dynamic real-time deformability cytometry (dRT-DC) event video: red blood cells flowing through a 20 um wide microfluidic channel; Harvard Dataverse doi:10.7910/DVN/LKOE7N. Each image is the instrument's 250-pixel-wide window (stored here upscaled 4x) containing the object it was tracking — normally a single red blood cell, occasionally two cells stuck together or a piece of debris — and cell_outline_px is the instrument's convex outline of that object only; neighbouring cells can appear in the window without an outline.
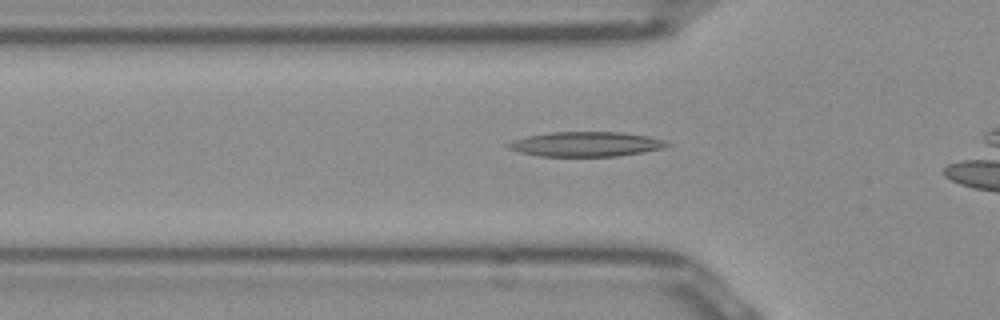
{"species": "Egyptian fruit bat (a non-hibernating species)", "species_latin": "Rousettus aegyptiacus", "temperature_condition": "room temperature", "stored_images_in_passage": 32, "camera_frame_rate_fps": 3000, "um_per_image_px": 0.085, "frame": {"image": 1, "passage_image": 11, "time_ms": 3.333, "image_size_px": [1000, 320], "cell_outline_px": [[672, 144], [664, 148], [616, 156], [540, 156], [520, 152], [508, 148], [504, 144], [512, 140], [528, 136], [548, 132], [620, 132], [648, 136], [664, 140]], "centroid_in_image_um": [49.78, 12.24], "position_along_channel_um": 76.0, "area_um2": 22.83}}
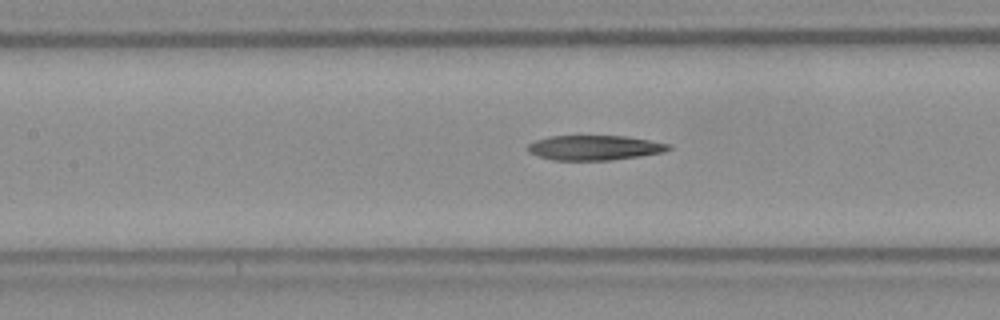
{"frame": {"image": 2, "passage_image": 17, "time_ms": 5.333, "image_size_px": [1000, 320], "cell_outline_px": [[672, 148], [660, 152], [640, 156], [608, 160], [552, 160], [528, 152], [528, 144], [536, 140], [548, 136], [628, 136], [672, 144]], "centroid_in_image_um": [50.54, 12.55], "position_along_channel_um": 156.9, "area_um2": 20.29}}
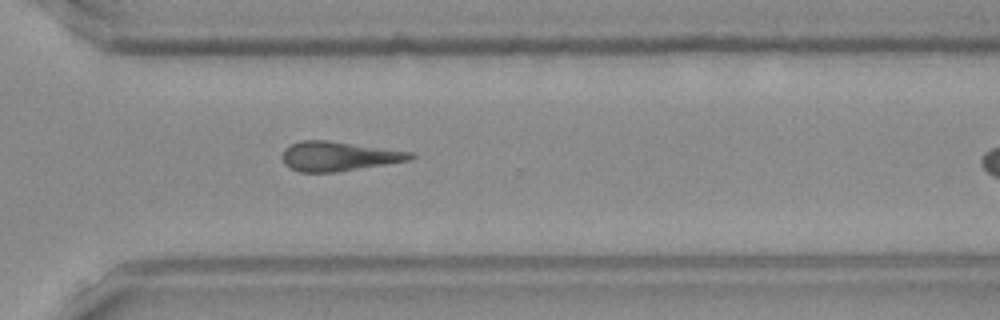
{"frame": {"image": 3, "passage_image": 31, "time_ms": 10.0, "image_size_px": [1000, 320], "cell_outline_px": [[416, 156], [412, 160], [336, 172], [300, 172], [284, 164], [280, 156], [284, 148], [300, 140], [328, 140], [412, 152]], "centroid_in_image_um": [28.76, 13.28], "position_along_channel_um": 341.8, "area_um2": 22.08}}